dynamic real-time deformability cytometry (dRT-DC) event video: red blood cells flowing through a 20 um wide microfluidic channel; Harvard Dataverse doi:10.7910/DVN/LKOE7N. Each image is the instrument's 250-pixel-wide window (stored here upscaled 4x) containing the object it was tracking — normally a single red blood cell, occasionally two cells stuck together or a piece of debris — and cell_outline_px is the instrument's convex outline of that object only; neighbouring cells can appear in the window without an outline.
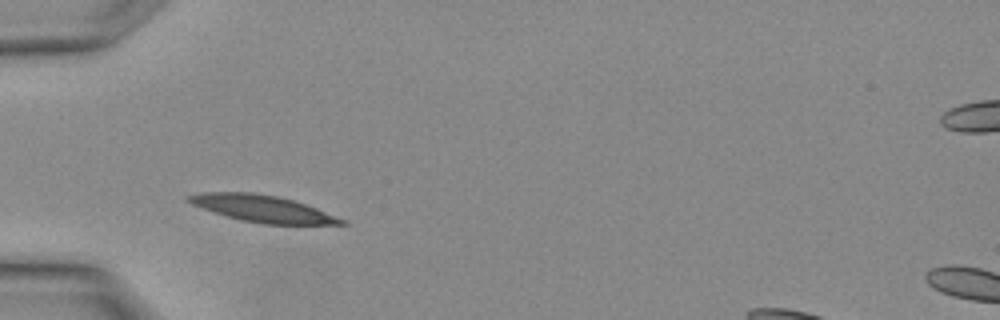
{"species": "Egyptian fruit bat (a non-hibernating species)", "species_latin": "Rousettus aegyptiacus", "temperature_condition": "warm", "stored_images_in_passage": 1, "camera_frame_rate_fps": 3000, "um_per_image_px": 0.085, "animal": {"sex": "female"}, "frame": {"image": 1, "passage_image": 1, "time_ms": 0.0, "image_size_px": [1000, 320], "cell_outline_px": [[348, 224], [264, 224], [240, 220], [192, 204], [184, 200], [184, 196], [200, 192], [252, 192], [276, 196], [292, 200], [316, 208], [344, 220]], "centroid_in_image_um": [22.24, 17.72], "position_along_channel_um": 62.8, "area_um2": 23.47}}